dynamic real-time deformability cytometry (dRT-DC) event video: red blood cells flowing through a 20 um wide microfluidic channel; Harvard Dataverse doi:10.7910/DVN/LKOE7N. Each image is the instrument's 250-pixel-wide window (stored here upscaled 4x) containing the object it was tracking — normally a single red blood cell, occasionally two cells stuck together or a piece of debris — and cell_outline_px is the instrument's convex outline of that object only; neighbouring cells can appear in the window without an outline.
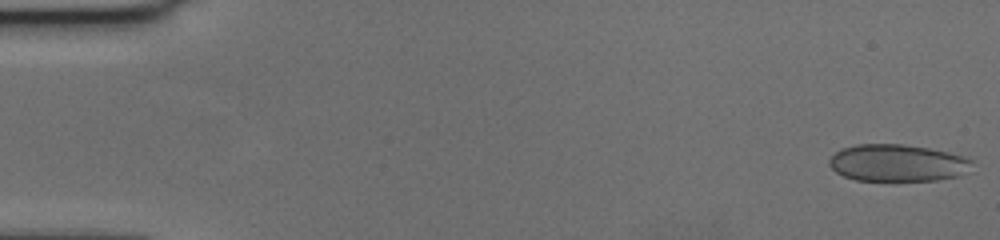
{"species": "human", "species_latin": "Homo sapiens", "temperature_condition": "cold", "stored_images_in_passage": 56, "camera_frame_rate_fps": 3000, "um_per_image_px": 0.085, "donor": {"sex": "female"}, "frame": {"image": 1, "passage_image": 1, "time_ms": 0.0, "image_size_px": [1000, 240], "cell_outline_px": [[972, 160], [960, 176], [936, 180], [856, 180], [844, 176], [836, 172], [828, 164], [828, 160], [840, 148], [856, 144], [904, 144], [928, 148], [948, 152]], "centroid_in_image_um": [76.2, 13.84], "position_along_channel_um": 8.8, "area_um2": 30.46}}
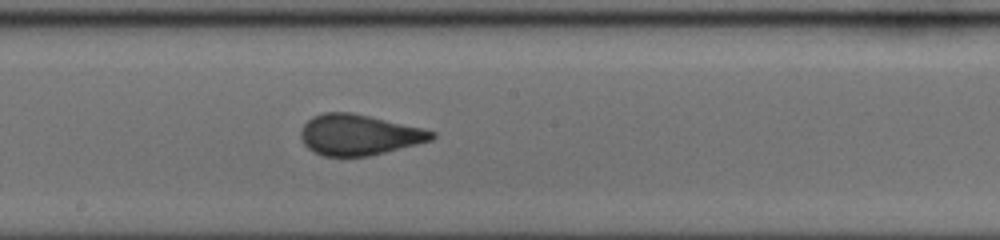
{"frame": {"image": 2, "passage_image": 31, "time_ms": 10.0, "image_size_px": [1000, 240], "cell_outline_px": [[436, 136], [432, 140], [368, 156], [324, 156], [312, 152], [304, 144], [300, 136], [300, 128], [312, 116], [324, 112], [352, 112], [424, 128], [436, 132]], "centroid_in_image_um": [30.49, 11.45], "position_along_channel_um": 217.7, "area_um2": 31.15}}
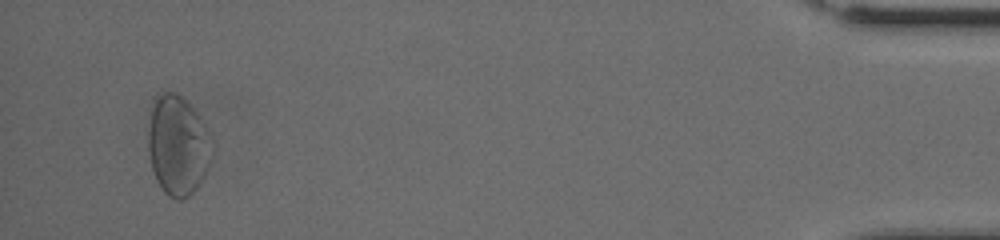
{"frame": {"image": 3, "passage_image": 54, "time_ms": 17.667, "image_size_px": [1000, 240], "cell_outline_px": [[208, 168], [200, 184], [188, 196], [180, 200], [176, 200], [168, 196], [164, 192], [156, 180], [152, 168], [148, 148], [148, 132], [152, 108], [156, 100], [164, 92], [172, 92], [180, 96], [192, 108], [204, 124], [208, 164]], "centroid_in_image_um": [15.03, 12.43], "position_along_channel_um": 420.2, "area_um2": 35.43}, "authors_computed_cell_mechanics": {"area_um2": 31.1542, "velocity_mm_per_s": 3.6436, "shape_relaxation_time_tau1_ms": 5.6315, "shape_relaxation_time_tau2_ms": null, "deformation_change_tau1": 0.1361, "deformation_change_tau2": null}}